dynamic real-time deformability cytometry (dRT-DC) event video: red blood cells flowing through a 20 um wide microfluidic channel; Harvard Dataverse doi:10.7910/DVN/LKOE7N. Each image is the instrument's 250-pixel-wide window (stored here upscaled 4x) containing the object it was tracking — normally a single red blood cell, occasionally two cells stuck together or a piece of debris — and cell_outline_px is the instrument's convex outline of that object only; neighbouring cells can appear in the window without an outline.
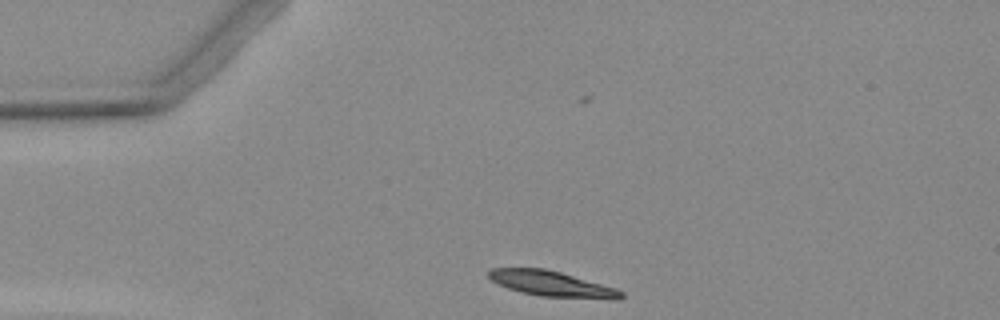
{"species": "Egyptian fruit bat (a non-hibernating species)", "species_latin": "Rousettus aegyptiacus", "temperature_condition": "warm", "stored_images_in_passage": 2, "camera_frame_rate_fps": 3000, "um_per_image_px": 0.085, "animal": {"sex": "female"}, "frame": {"image": 1, "passage_image": 1, "time_ms": 0.0, "image_size_px": [1000, 320], "cell_outline_px": [[624, 296], [620, 300], [612, 300], [540, 296], [520, 292], [508, 288], [492, 280], [488, 276], [488, 272], [492, 268], [544, 268], [560, 272], [616, 288], [624, 292]], "centroid_in_image_um": [46.97, 24.14], "position_along_channel_um": 38.0, "area_um2": 19.71}}